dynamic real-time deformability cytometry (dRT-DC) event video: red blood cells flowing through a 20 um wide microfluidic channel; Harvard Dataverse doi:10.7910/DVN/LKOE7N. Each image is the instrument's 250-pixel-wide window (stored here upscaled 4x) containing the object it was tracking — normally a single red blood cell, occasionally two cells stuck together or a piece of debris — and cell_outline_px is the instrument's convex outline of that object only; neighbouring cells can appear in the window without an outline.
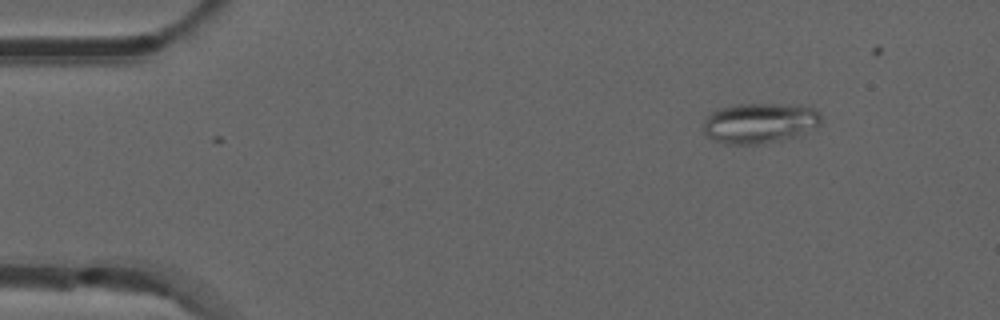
{"species": "common noctule bat (a hibernating species)", "species_latin": "Nyctalus noctula", "temperature_condition": "room temperature", "stored_images_in_passage": 2, "camera_frame_rate_fps": 3000, "um_per_image_px": 0.085, "animal": {"sex": "male", "forearm_length_mm": 52.5}, "frame": {"image": 1, "passage_image": 1, "time_ms": 0.0, "image_size_px": [1000, 320], "cell_outline_px": [[824, 116], [820, 124], [816, 128], [796, 136], [780, 140], [760, 144], [724, 144], [712, 140], [704, 132], [704, 120], [716, 108], [740, 104], [776, 104], [812, 108], [820, 112]], "centroid_in_image_um": [64.57, 10.47], "position_along_channel_um": 20.4, "area_um2": 27.74}}